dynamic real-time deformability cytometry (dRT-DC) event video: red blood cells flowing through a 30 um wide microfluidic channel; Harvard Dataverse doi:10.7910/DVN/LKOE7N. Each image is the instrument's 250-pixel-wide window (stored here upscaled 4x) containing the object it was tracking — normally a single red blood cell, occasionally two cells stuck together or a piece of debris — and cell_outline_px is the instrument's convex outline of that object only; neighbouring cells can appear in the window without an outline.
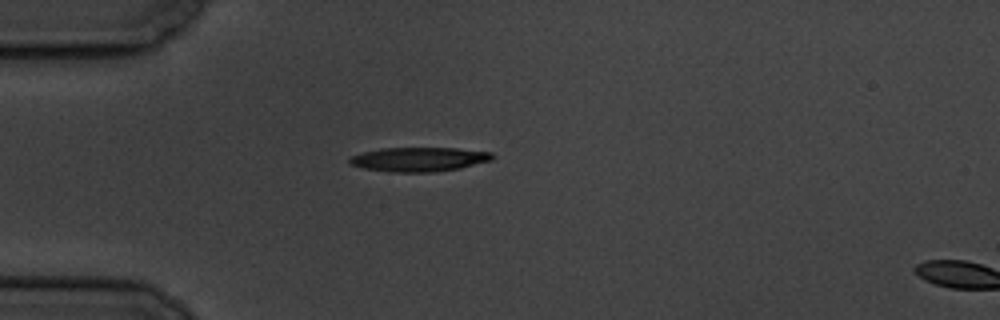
{"species": "common noctule bat (a hibernating species)", "species_latin": "Nyctalus noctula", "temperature_condition": "cold", "stored_images_in_passage": 4, "segment_of_instrument_passage": [1, 2], "camera_frame_rate_fps": 3000, "um_per_image_px": 0.085, "animal": {"sex": "male", "body_mass_g": 19.5, "forearm_length_mm": 54.6}, "frame": {"image": 1, "passage_image": 3, "time_ms": 2.333, "image_size_px": [1000, 320], "cell_outline_px": [[496, 156], [492, 160], [460, 168], [436, 172], [396, 172], [364, 168], [348, 164], [348, 156], [380, 148], [456, 148], [492, 152]], "centroid_in_image_um": [35.62, 13.54], "position_along_channel_um": 49.4, "area_um2": 20.29}}